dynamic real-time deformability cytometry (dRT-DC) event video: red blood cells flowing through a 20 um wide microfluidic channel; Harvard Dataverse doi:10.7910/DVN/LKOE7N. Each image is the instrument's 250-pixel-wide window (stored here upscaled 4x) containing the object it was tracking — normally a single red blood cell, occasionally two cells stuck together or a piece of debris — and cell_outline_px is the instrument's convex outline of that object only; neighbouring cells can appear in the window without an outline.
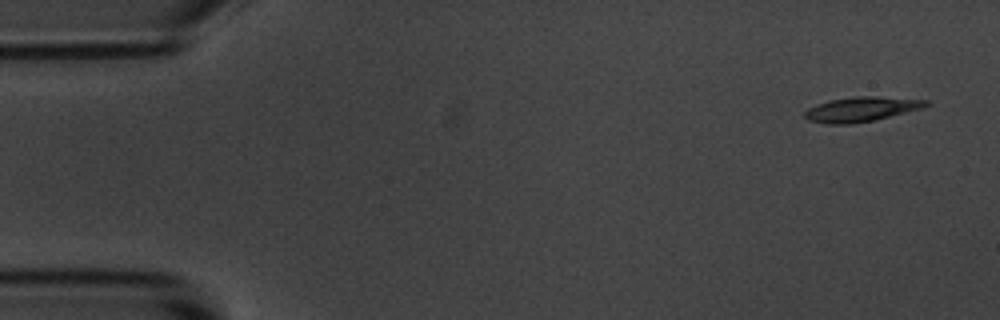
{"species": "common noctule bat (a hibernating species)", "species_latin": "Nyctalus noctula", "temperature_condition": "room temperature", "stored_images_in_passage": 5, "camera_frame_rate_fps": 3000, "um_per_image_px": 0.085, "animal": {"sex": "male", "body_mass_g": 20.1, "forearm_length_mm": 53.5}, "frame": {"image": 1, "passage_image": 1, "time_ms": 0.0, "image_size_px": [1000, 320], "cell_outline_px": [[928, 104], [924, 108], [872, 120], [852, 124], [828, 124], [808, 120], [804, 116], [804, 112], [808, 108], [832, 100], [856, 96], [880, 96], [928, 100]], "centroid_in_image_um": [73.23, 9.28], "position_along_channel_um": 11.8, "area_um2": 17.22}}
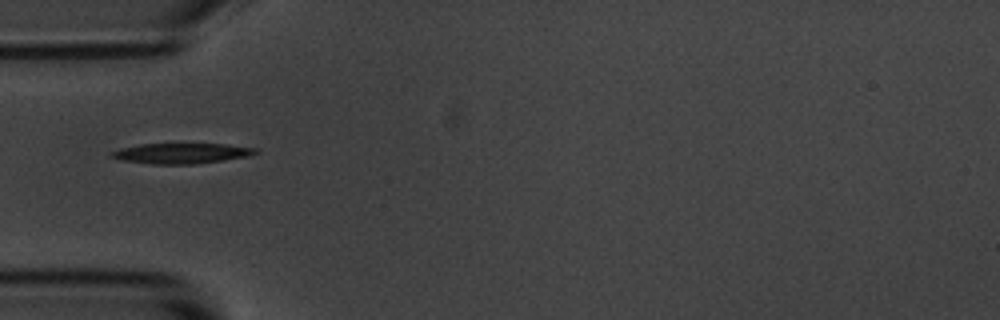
{"frame": {"image": 2, "passage_image": 5, "time_ms": 4.667, "image_size_px": [1000, 320], "cell_outline_px": [[260, 152], [248, 156], [224, 160], [196, 164], [152, 164], [124, 160], [108, 156], [108, 152], [120, 148], [140, 144], [224, 144], [256, 148]], "centroid_in_image_um": [15.4, 13.03], "position_along_channel_um": 69.6, "area_um2": 17.11}}